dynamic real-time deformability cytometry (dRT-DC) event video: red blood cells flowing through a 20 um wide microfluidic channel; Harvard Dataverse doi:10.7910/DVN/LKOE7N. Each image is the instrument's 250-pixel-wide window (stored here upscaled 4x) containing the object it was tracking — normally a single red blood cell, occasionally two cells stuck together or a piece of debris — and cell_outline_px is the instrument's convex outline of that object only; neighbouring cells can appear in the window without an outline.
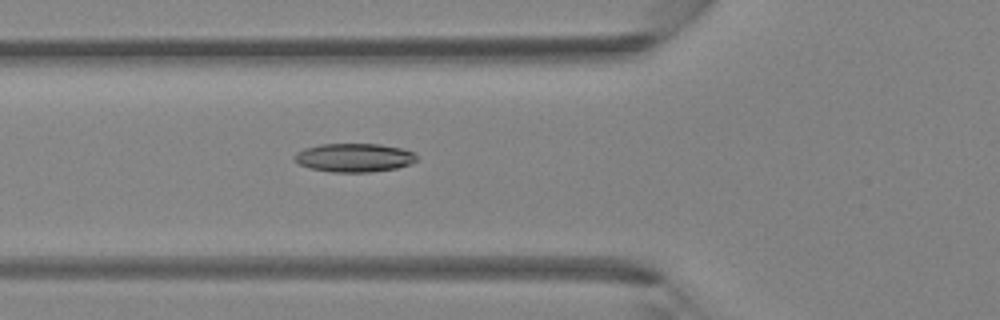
{"species": "Egyptian fruit bat (a non-hibernating species)", "species_latin": "Rousettus aegyptiacus", "temperature_condition": "room temperature", "stored_images_in_passage": 45, "camera_frame_rate_fps": 3000, "um_per_image_px": 0.085, "animal": {"sex": "female"}, "frame": {"image": 1, "passage_image": 17, "time_ms": 5.333, "image_size_px": [1000, 320], "cell_outline_px": [[416, 160], [408, 164], [396, 168], [368, 172], [332, 172], [308, 168], [292, 160], [292, 156], [296, 152], [304, 148], [320, 144], [380, 144], [400, 148], [412, 152], [416, 156]], "centroid_in_image_um": [30.02, 13.4], "position_along_channel_um": 95.8, "area_um2": 20.35}}
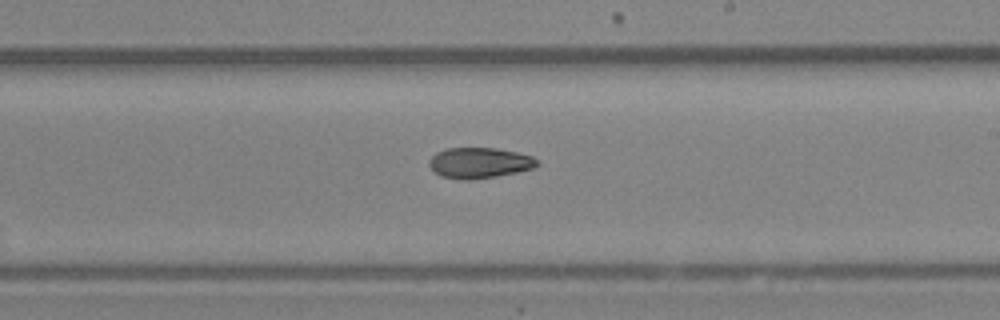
{"frame": {"image": 2, "passage_image": 27, "time_ms": 8.667, "image_size_px": [1000, 320], "cell_outline_px": [[540, 164], [536, 168], [496, 176], [468, 180], [460, 180], [440, 176], [428, 164], [428, 160], [436, 152], [448, 148], [496, 148], [516, 152], [532, 156], [540, 160]], "centroid_in_image_um": [40.78, 13.84], "position_along_channel_um": 248.2, "area_um2": 19.42}}
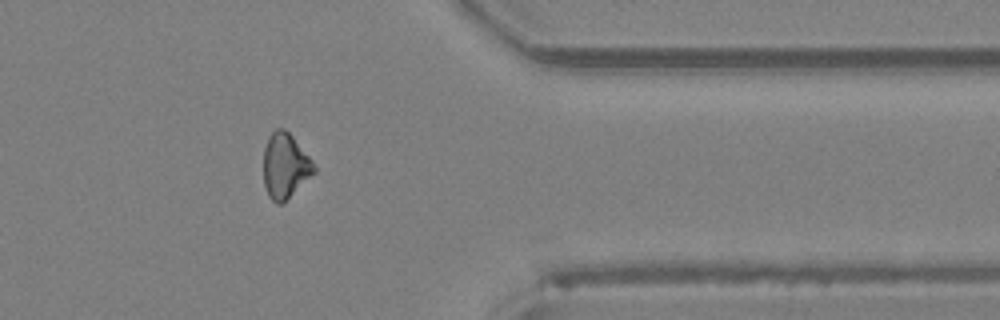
{"frame": {"image": 3, "passage_image": 37, "time_ms": 12.0, "image_size_px": [1000, 320], "cell_outline_px": [[316, 172], [280, 204], [276, 204], [268, 196], [264, 184], [264, 148], [268, 136], [276, 128], [284, 128], [292, 136], [312, 160], [316, 168]], "centroid_in_image_um": [24.22, 14.08], "position_along_channel_um": 387.2, "area_um2": 18.96}}